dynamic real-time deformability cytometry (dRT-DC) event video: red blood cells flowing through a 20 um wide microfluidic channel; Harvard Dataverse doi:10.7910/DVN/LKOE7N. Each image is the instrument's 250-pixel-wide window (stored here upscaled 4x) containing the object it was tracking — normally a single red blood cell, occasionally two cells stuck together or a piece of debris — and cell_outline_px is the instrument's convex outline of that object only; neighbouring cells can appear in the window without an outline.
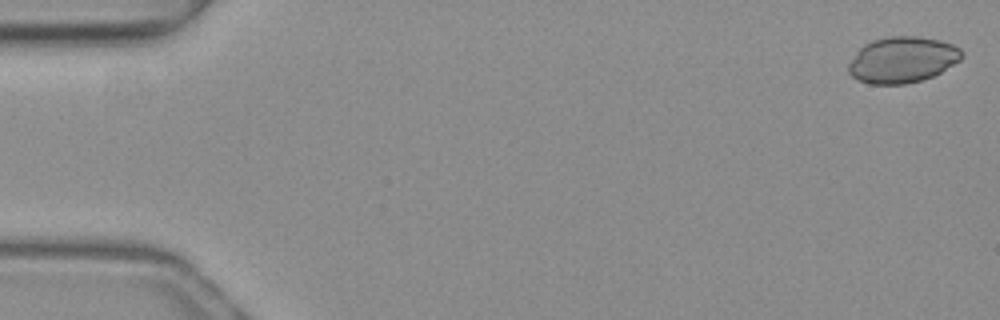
{"species": "common noctule bat (a hibernating species)", "species_latin": "Nyctalus noctula", "temperature_condition": "warm", "stored_images_in_passage": 9, "camera_frame_rate_fps": 3000, "um_per_image_px": 0.085, "animal": {"sex": "female", "body_mass_g": 19.3, "forearm_length_mm": 54.1}, "frame": {"image": 1, "passage_image": 1, "time_ms": 0.0, "image_size_px": [1000, 320], "cell_outline_px": [[964, 56], [960, 60], [940, 72], [932, 76], [920, 80], [904, 84], [868, 84], [852, 76], [848, 72], [848, 64], [856, 52], [864, 44], [872, 40], [888, 36], [916, 36], [940, 40], [952, 44], [960, 48], [964, 52]], "centroid_in_image_um": [76.7, 5.07], "position_along_channel_um": 8.3, "area_um2": 30.4}}